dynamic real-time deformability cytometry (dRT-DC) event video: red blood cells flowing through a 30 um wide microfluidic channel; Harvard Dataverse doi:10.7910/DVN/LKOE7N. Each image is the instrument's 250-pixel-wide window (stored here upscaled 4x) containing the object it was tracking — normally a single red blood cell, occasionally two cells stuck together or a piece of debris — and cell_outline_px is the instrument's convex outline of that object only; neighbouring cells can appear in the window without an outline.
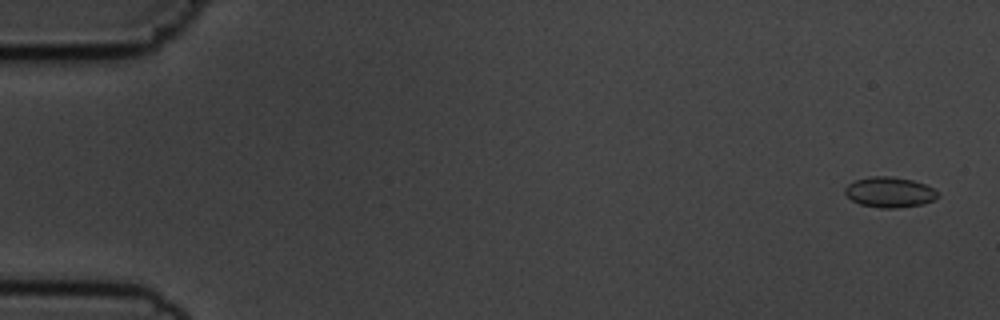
{"species": "common noctule bat (a hibernating species)", "species_latin": "Nyctalus noctula", "temperature_condition": "cold", "stored_images_in_passage": 53, "camera_frame_rate_fps": 3000, "um_per_image_px": 0.085, "animal": {"sex": "male", "body_mass_g": 19.5, "forearm_length_mm": 54.6}, "frame": {"image": 1, "passage_image": 3, "time_ms": 0.667, "image_size_px": [1000, 320], "cell_outline_px": [[936, 196], [932, 200], [924, 204], [896, 208], [880, 208], [860, 204], [852, 200], [844, 192], [844, 188], [848, 184], [856, 180], [872, 176], [892, 176], [912, 180], [924, 184], [932, 188], [936, 192]], "centroid_in_image_um": [75.57, 16.33], "position_along_channel_um": 9.4, "area_um2": 16.24}}
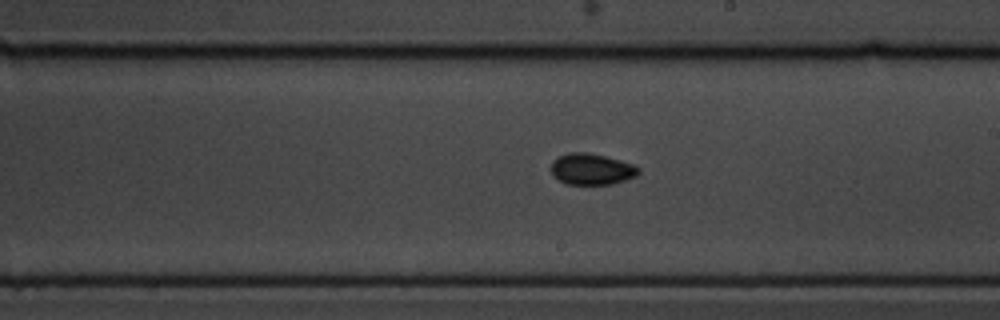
{"frame": {"image": 2, "passage_image": 33, "time_ms": 10.667, "image_size_px": [1000, 320], "cell_outline_px": [[640, 172], [636, 176], [612, 184], [564, 184], [552, 176], [552, 160], [568, 152], [588, 152], [620, 160], [632, 164], [640, 168]], "centroid_in_image_um": [50.27, 14.38], "position_along_channel_um": 238.7, "area_um2": 15.95}}
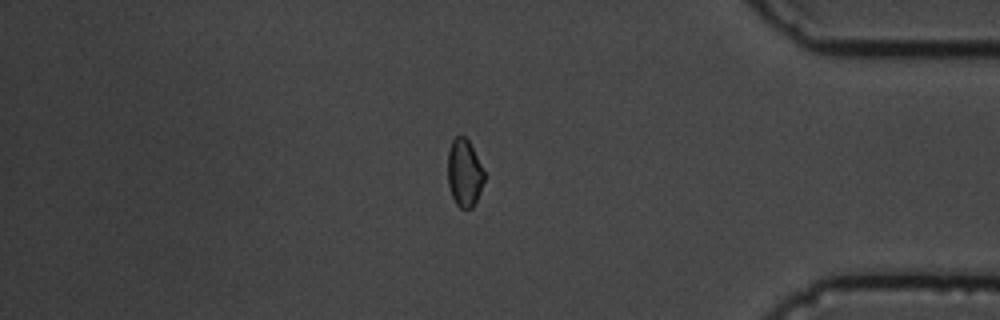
{"frame": {"image": 3, "passage_image": 48, "time_ms": 15.667, "image_size_px": [1000, 320], "cell_outline_px": [[484, 180], [480, 192], [472, 208], [460, 208], [456, 204], [452, 196], [448, 184], [448, 152], [452, 140], [456, 136], [464, 136], [468, 140], [484, 172]], "centroid_in_image_um": [39.45, 14.71], "position_along_channel_um": 395.7, "area_um2": 14.1}}